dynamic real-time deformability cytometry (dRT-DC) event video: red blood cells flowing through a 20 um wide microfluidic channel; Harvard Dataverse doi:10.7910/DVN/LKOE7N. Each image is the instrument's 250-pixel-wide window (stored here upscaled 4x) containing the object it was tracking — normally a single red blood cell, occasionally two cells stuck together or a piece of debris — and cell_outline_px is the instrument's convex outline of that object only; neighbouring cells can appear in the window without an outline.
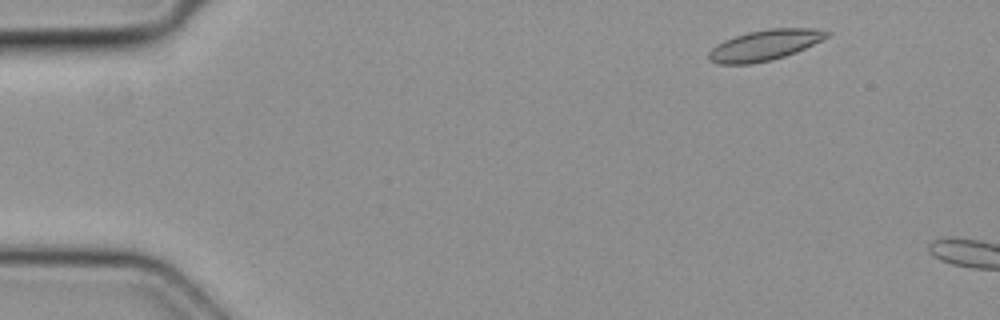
{"species": "common noctule bat (a hibernating species)", "species_latin": "Nyctalus noctula", "temperature_condition": "cold", "stored_images_in_passage": 7, "camera_frame_rate_fps": 3000, "um_per_image_px": 0.085, "animal": {"sex": "female", "body_mass_g": 19.3, "forearm_length_mm": 54.1}, "frame": {"image": 1, "passage_image": 4, "time_ms": 1.0, "image_size_px": [1000, 320], "cell_outline_px": [[832, 32], [828, 36], [796, 52], [772, 60], [752, 64], [720, 64], [708, 60], [708, 52], [716, 44], [724, 40], [748, 32], [768, 28], [812, 28]], "centroid_in_image_um": [64.96, 3.84], "position_along_channel_um": 20.0, "area_um2": 20.98}}